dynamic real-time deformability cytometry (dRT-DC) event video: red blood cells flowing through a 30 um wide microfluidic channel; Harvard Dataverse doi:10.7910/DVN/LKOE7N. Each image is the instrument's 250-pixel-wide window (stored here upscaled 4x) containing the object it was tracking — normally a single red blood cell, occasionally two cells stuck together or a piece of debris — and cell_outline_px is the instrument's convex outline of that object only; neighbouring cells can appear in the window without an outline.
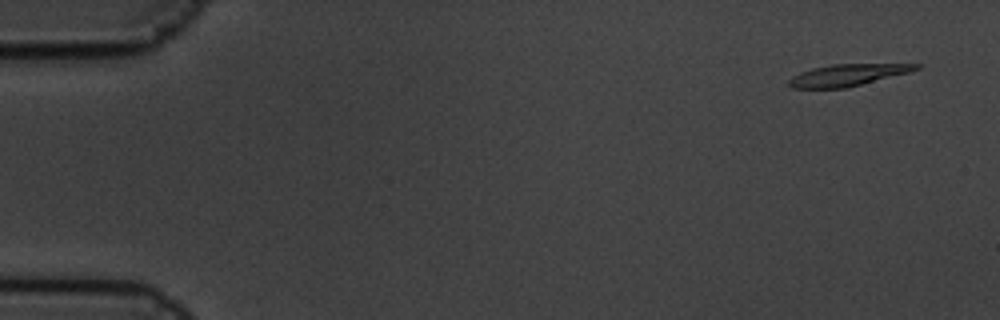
{"species": "common noctule bat (a hibernating species)", "species_latin": "Nyctalus noctula", "temperature_condition": "cold", "stored_images_in_passage": 5, "camera_frame_rate_fps": 3000, "um_per_image_px": 0.085, "animal": {"sex": "male", "body_mass_g": 19.5, "forearm_length_mm": 54.6}, "frame": {"image": 1, "passage_image": 1, "time_ms": 0.0, "image_size_px": [1000, 320], "cell_outline_px": [[920, 68], [908, 72], [844, 88], [792, 88], [788, 84], [788, 80], [792, 76], [800, 72], [812, 68], [832, 64], [920, 64]], "centroid_in_image_um": [71.97, 6.37], "position_along_channel_um": 13.0, "area_um2": 15.78}}
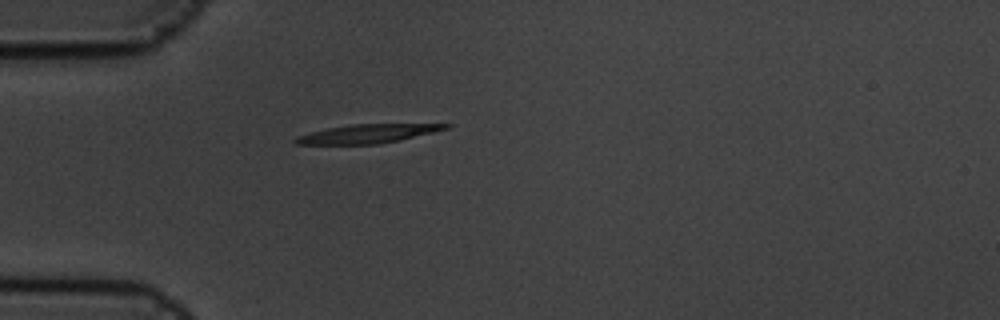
{"frame": {"image": 2, "passage_image": 5, "time_ms": 1.333, "image_size_px": [1000, 320], "cell_outline_px": [[452, 128], [400, 140], [376, 144], [292, 144], [292, 140], [296, 136], [328, 128], [348, 124], [452, 124]], "centroid_in_image_um": [31.25, 11.36], "position_along_channel_um": 53.7, "area_um2": 16.47}}